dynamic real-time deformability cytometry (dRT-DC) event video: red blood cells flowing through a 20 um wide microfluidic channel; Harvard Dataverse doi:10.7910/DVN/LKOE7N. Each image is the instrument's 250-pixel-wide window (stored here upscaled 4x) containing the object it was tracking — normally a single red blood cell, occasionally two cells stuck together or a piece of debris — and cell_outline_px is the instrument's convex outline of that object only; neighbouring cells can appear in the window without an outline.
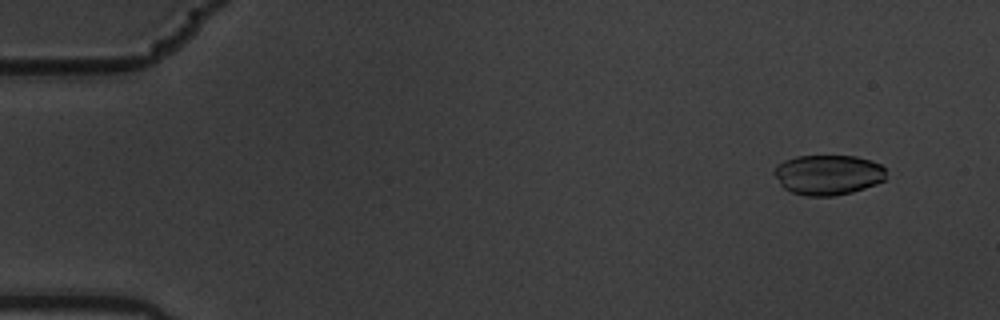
{"species": "common noctule bat (a hibernating species)", "species_latin": "Nyctalus noctula", "temperature_condition": "warm", "stored_images_in_passage": 5, "camera_frame_rate_fps": 3000, "um_per_image_px": 0.085, "animal": {"sex": "male", "body_mass_g": 19.5, "forearm_length_mm": 54.6}, "frame": {"image": 1, "passage_image": 2, "time_ms": 0.333, "image_size_px": [1000, 320], "cell_outline_px": [[884, 180], [876, 184], [852, 192], [832, 196], [804, 196], [792, 192], [784, 188], [780, 184], [772, 172], [776, 164], [784, 160], [796, 156], [856, 156], [872, 160], [880, 164], [884, 168]], "centroid_in_image_um": [70.34, 14.85], "position_along_channel_um": 14.7, "area_um2": 26.3}}